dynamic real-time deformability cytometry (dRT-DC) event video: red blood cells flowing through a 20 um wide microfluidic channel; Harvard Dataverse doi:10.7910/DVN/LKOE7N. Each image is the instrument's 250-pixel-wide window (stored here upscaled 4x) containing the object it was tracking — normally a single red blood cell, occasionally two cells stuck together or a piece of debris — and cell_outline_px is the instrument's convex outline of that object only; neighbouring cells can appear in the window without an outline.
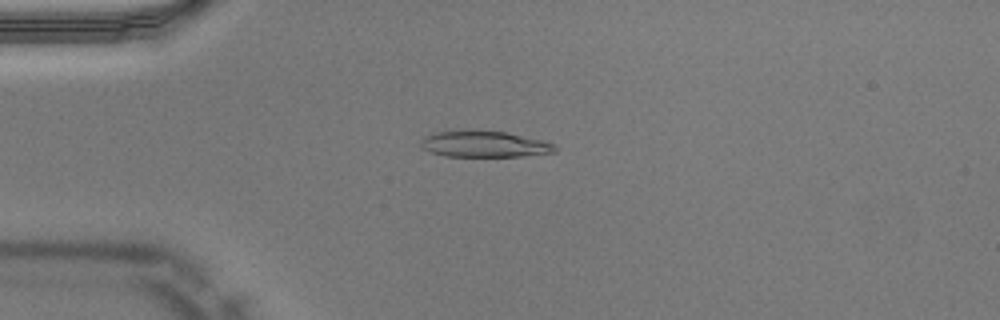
{"species": "Egyptian fruit bat (a non-hibernating species)", "species_latin": "Rousettus aegyptiacus", "temperature_condition": "warm", "stored_images_in_passage": 50, "camera_frame_rate_fps": 3000, "um_per_image_px": 0.085, "animal": {"sex": "male"}, "frame": {"image": 1, "passage_image": 13, "time_ms": 4.0, "image_size_px": [1000, 320], "cell_outline_px": [[556, 152], [520, 156], [444, 156], [420, 148], [420, 144], [428, 136], [436, 132], [460, 128], [464, 128], [508, 132], [556, 144]], "centroid_in_image_um": [41.15, 12.22], "position_along_channel_um": 43.8, "area_um2": 20.81}}
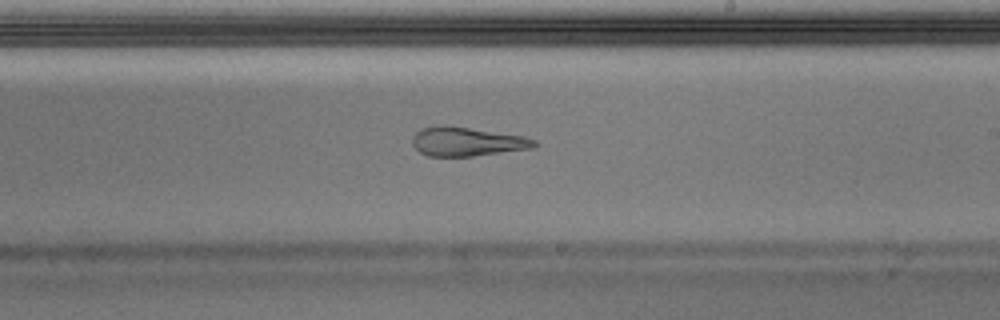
{"frame": {"image": 2, "passage_image": 30, "time_ms": 9.667, "image_size_px": [1000, 320], "cell_outline_px": [[540, 144], [532, 148], [472, 156], [428, 156], [420, 152], [412, 144], [412, 136], [416, 132], [424, 128], [444, 124], [524, 136], [536, 140]], "centroid_in_image_um": [39.7, 12.03], "position_along_channel_um": 249.3, "area_um2": 20.58}}
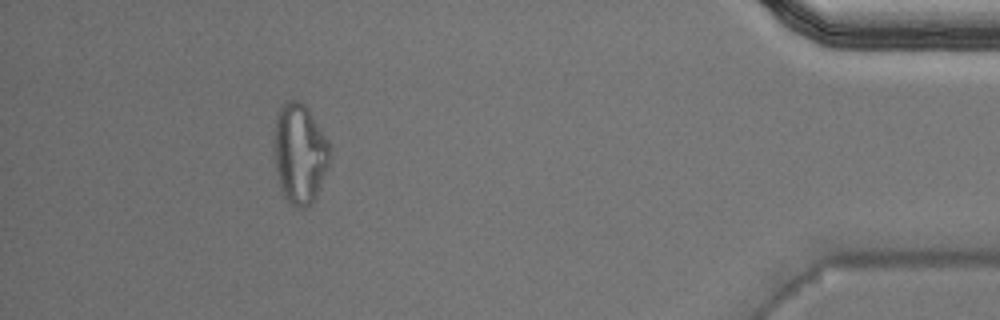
{"frame": {"image": 3, "passage_image": 46, "time_ms": 15.0, "image_size_px": [1000, 320], "cell_outline_px": [[332, 152], [328, 168], [316, 196], [304, 208], [296, 208], [284, 196], [280, 188], [276, 168], [272, 140], [276, 116], [280, 104], [284, 100], [300, 100], [304, 104], [328, 140], [332, 148]], "centroid_in_image_um": [25.46, 13.01], "position_along_channel_um": 409.7, "area_um2": 32.95}, "authors_computed_cell_mechanics": {"area_um2": 22.1085, "velocity_mm_per_s": 3.9978, "shape_relaxation_time_tau1_ms": null, "shape_relaxation_time_tau2_ms": 2.0305, "deformation_change_tau1": null, "deformation_change_tau2": 0.1259}}